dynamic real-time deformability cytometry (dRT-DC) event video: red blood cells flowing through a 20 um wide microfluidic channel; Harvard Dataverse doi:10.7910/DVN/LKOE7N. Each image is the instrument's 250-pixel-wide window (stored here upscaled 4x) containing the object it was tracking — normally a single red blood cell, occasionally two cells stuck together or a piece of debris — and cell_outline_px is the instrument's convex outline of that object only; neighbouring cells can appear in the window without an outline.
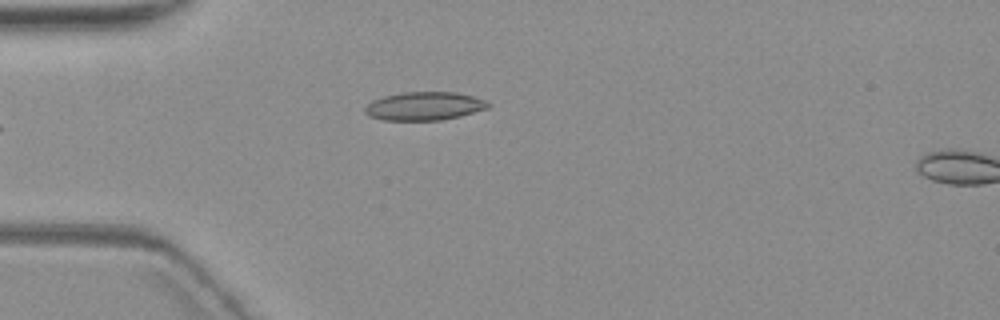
{"species": "common noctule bat (a hibernating species)", "species_latin": "Nyctalus noctula", "temperature_condition": "warm", "stored_images_in_passage": 6, "camera_frame_rate_fps": 3000, "um_per_image_px": 0.085, "animal": {"sex": "female", "body_mass_g": 19.3, "forearm_length_mm": 54.1}, "frame": {"image": 1, "passage_image": 6, "time_ms": 7.0, "image_size_px": [1000, 320], "cell_outline_px": [[492, 104], [488, 108], [460, 116], [440, 120], [384, 120], [368, 116], [364, 112], [364, 108], [372, 100], [384, 96], [404, 92], [456, 92], [472, 96], [484, 100]], "centroid_in_image_um": [36.05, 9.02], "position_along_channel_um": 48.9, "area_um2": 20.35}}